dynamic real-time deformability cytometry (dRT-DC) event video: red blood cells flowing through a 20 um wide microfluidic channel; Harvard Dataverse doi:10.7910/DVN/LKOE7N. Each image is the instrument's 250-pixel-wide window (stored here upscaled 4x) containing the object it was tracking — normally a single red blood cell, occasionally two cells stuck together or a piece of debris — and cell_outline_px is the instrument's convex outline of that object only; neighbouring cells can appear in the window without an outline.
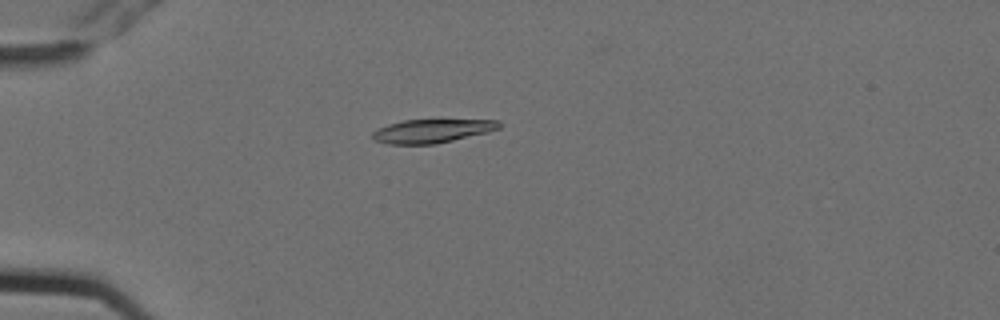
{"species": "Egyptian fruit bat (a non-hibernating species)", "species_latin": "Rousettus aegyptiacus", "temperature_condition": "cold", "stored_images_in_passage": 8, "camera_frame_rate_fps": 3000, "um_per_image_px": 0.085, "animal": {"sex": "female"}, "frame": {"image": 1, "passage_image": 5, "time_ms": 1.333, "image_size_px": [1000, 320], "cell_outline_px": [[500, 128], [488, 132], [436, 144], [388, 144], [376, 140], [372, 136], [372, 132], [388, 124], [404, 120], [500, 120]], "centroid_in_image_um": [36.74, 11.13], "position_along_channel_um": 48.3, "area_um2": 17.22}}
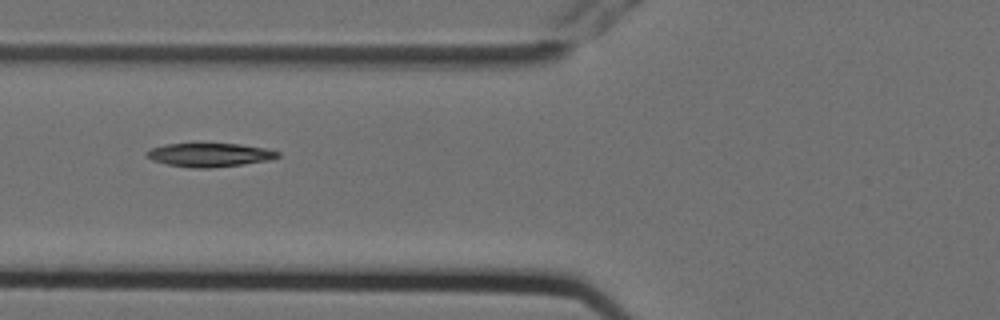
{"frame": {"image": 2, "passage_image": 7, "time_ms": 2.0, "image_size_px": [1000, 320], "cell_outline_px": [[280, 156], [268, 160], [240, 164], [208, 168], [192, 168], [168, 164], [152, 160], [144, 152], [152, 148], [164, 144], [240, 144], [264, 148], [280, 152]], "centroid_in_image_um": [17.8, 13.16], "position_along_channel_um": 108.0, "area_um2": 17.74}}
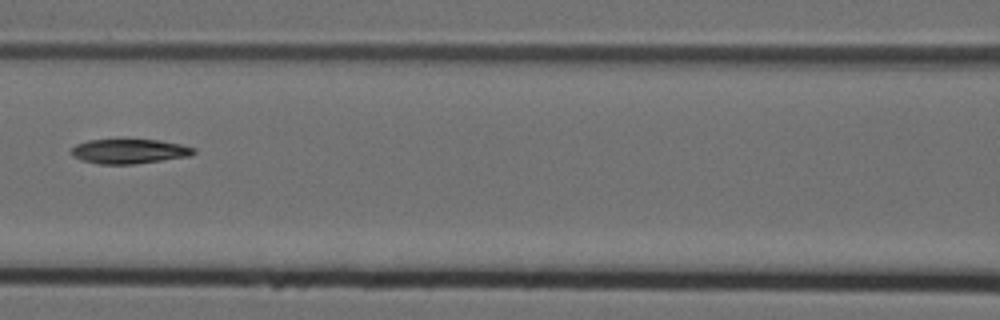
{"frame": {"image": 3, "passage_image": 8, "time_ms": 2.333, "image_size_px": [1000, 320], "cell_outline_px": [[196, 152], [192, 156], [132, 164], [100, 164], [80, 160], [72, 156], [68, 152], [76, 144], [88, 140], [160, 140], [180, 144], [196, 148]], "centroid_in_image_um": [10.97, 12.86], "position_along_channel_um": 155.6, "area_um2": 17.63}}